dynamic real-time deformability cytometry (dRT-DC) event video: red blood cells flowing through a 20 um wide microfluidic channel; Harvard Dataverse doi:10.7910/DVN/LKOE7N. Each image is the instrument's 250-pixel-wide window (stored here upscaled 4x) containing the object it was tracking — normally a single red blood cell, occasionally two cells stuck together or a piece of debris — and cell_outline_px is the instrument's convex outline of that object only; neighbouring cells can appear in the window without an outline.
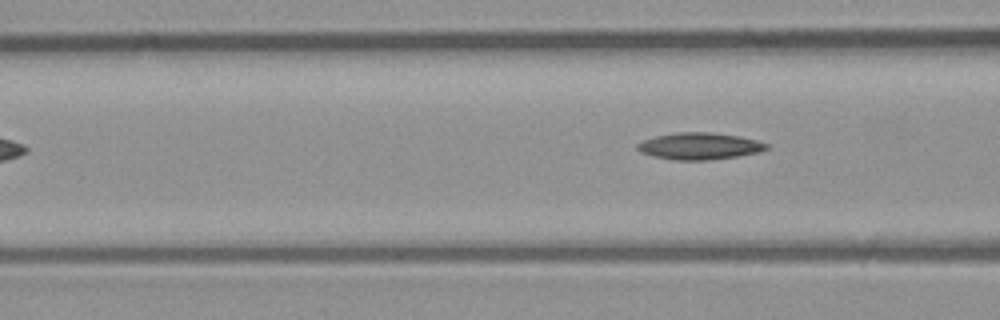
{"species": "common noctule bat (a hibernating species)", "species_latin": "Nyctalus noctula", "temperature_condition": "room temperature", "stored_images_in_passage": 4, "camera_frame_rate_fps": 3000, "um_per_image_px": 0.085, "animal": {"sex": "male", "body_mass_g": 23.1, "forearm_length_mm": 52.7}, "frame": {"image": 1, "passage_image": 4, "time_ms": 1.0, "image_size_px": [1000, 320], "cell_outline_px": [[768, 148], [760, 152], [736, 156], [708, 160], [676, 160], [652, 156], [640, 152], [636, 148], [636, 144], [644, 140], [656, 136], [676, 132], [712, 132], [740, 136], [756, 140], [768, 144]], "centroid_in_image_um": [59.44, 12.41], "position_along_channel_um": 107.2, "area_um2": 20.17}}